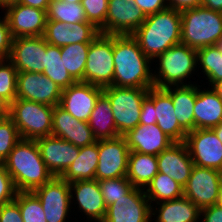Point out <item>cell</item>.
<instances>
[{"instance_id":"6da1fadb","label":"cell","mask_w":222,"mask_h":222,"mask_svg":"<svg viewBox=\"0 0 222 222\" xmlns=\"http://www.w3.org/2000/svg\"><path fill=\"white\" fill-rule=\"evenodd\" d=\"M114 75L110 86L154 87L153 62L141 50L132 35H113ZM151 69V70H150Z\"/></svg>"},{"instance_id":"7a4b0ae2","label":"cell","mask_w":222,"mask_h":222,"mask_svg":"<svg viewBox=\"0 0 222 222\" xmlns=\"http://www.w3.org/2000/svg\"><path fill=\"white\" fill-rule=\"evenodd\" d=\"M2 164L18 192H33L54 177L41 158L36 140L21 139Z\"/></svg>"},{"instance_id":"3957f363","label":"cell","mask_w":222,"mask_h":222,"mask_svg":"<svg viewBox=\"0 0 222 222\" xmlns=\"http://www.w3.org/2000/svg\"><path fill=\"white\" fill-rule=\"evenodd\" d=\"M132 36L143 53L153 61L173 45L181 43V12L166 8L150 14Z\"/></svg>"},{"instance_id":"277c9868","label":"cell","mask_w":222,"mask_h":222,"mask_svg":"<svg viewBox=\"0 0 222 222\" xmlns=\"http://www.w3.org/2000/svg\"><path fill=\"white\" fill-rule=\"evenodd\" d=\"M155 61L158 62L156 64L158 67L156 66L157 70L155 69L153 72L154 87L165 88L193 84L186 80H189V76L195 74L194 72L197 70V50L186 44L178 43L158 55L152 62Z\"/></svg>"},{"instance_id":"5b68a950","label":"cell","mask_w":222,"mask_h":222,"mask_svg":"<svg viewBox=\"0 0 222 222\" xmlns=\"http://www.w3.org/2000/svg\"><path fill=\"white\" fill-rule=\"evenodd\" d=\"M222 37V13L202 6L181 12V43L195 50L216 45Z\"/></svg>"},{"instance_id":"8992f818","label":"cell","mask_w":222,"mask_h":222,"mask_svg":"<svg viewBox=\"0 0 222 222\" xmlns=\"http://www.w3.org/2000/svg\"><path fill=\"white\" fill-rule=\"evenodd\" d=\"M54 107L30 100L16 99L10 104V115L22 139L36 140L50 136Z\"/></svg>"},{"instance_id":"52a82bcc","label":"cell","mask_w":222,"mask_h":222,"mask_svg":"<svg viewBox=\"0 0 222 222\" xmlns=\"http://www.w3.org/2000/svg\"><path fill=\"white\" fill-rule=\"evenodd\" d=\"M149 89L107 86L103 93L112 106L115 127L120 136L134 129L140 120L141 106Z\"/></svg>"},{"instance_id":"ba28073f","label":"cell","mask_w":222,"mask_h":222,"mask_svg":"<svg viewBox=\"0 0 222 222\" xmlns=\"http://www.w3.org/2000/svg\"><path fill=\"white\" fill-rule=\"evenodd\" d=\"M113 35L100 34L89 46L84 71V82L107 87L114 75Z\"/></svg>"},{"instance_id":"9c48e42d","label":"cell","mask_w":222,"mask_h":222,"mask_svg":"<svg viewBox=\"0 0 222 222\" xmlns=\"http://www.w3.org/2000/svg\"><path fill=\"white\" fill-rule=\"evenodd\" d=\"M221 183V171L194 165L183 187V196L199 209L212 206L218 203Z\"/></svg>"},{"instance_id":"30bf717a","label":"cell","mask_w":222,"mask_h":222,"mask_svg":"<svg viewBox=\"0 0 222 222\" xmlns=\"http://www.w3.org/2000/svg\"><path fill=\"white\" fill-rule=\"evenodd\" d=\"M98 165L95 180L126 177L130 149L124 136L98 141Z\"/></svg>"},{"instance_id":"8fae6325","label":"cell","mask_w":222,"mask_h":222,"mask_svg":"<svg viewBox=\"0 0 222 222\" xmlns=\"http://www.w3.org/2000/svg\"><path fill=\"white\" fill-rule=\"evenodd\" d=\"M33 193L41 202L47 222L69 220V213L73 207H70L72 206L70 184L67 181L61 177H53L49 182L35 189Z\"/></svg>"},{"instance_id":"7c38bea8","label":"cell","mask_w":222,"mask_h":222,"mask_svg":"<svg viewBox=\"0 0 222 222\" xmlns=\"http://www.w3.org/2000/svg\"><path fill=\"white\" fill-rule=\"evenodd\" d=\"M184 143L194 165L222 172V142L213 129H194L186 134Z\"/></svg>"},{"instance_id":"4fadbf2b","label":"cell","mask_w":222,"mask_h":222,"mask_svg":"<svg viewBox=\"0 0 222 222\" xmlns=\"http://www.w3.org/2000/svg\"><path fill=\"white\" fill-rule=\"evenodd\" d=\"M16 94L17 99L54 107L60 103L62 90L43 73L18 72Z\"/></svg>"},{"instance_id":"5bb4252c","label":"cell","mask_w":222,"mask_h":222,"mask_svg":"<svg viewBox=\"0 0 222 222\" xmlns=\"http://www.w3.org/2000/svg\"><path fill=\"white\" fill-rule=\"evenodd\" d=\"M151 219V205L144 189L134 188L106 208L102 222H152Z\"/></svg>"},{"instance_id":"9a60e30c","label":"cell","mask_w":222,"mask_h":222,"mask_svg":"<svg viewBox=\"0 0 222 222\" xmlns=\"http://www.w3.org/2000/svg\"><path fill=\"white\" fill-rule=\"evenodd\" d=\"M47 42L44 36L13 39L9 60L18 72L43 73Z\"/></svg>"},{"instance_id":"2e32d148","label":"cell","mask_w":222,"mask_h":222,"mask_svg":"<svg viewBox=\"0 0 222 222\" xmlns=\"http://www.w3.org/2000/svg\"><path fill=\"white\" fill-rule=\"evenodd\" d=\"M146 17L134 0H108L105 35H132Z\"/></svg>"},{"instance_id":"e0dca14e","label":"cell","mask_w":222,"mask_h":222,"mask_svg":"<svg viewBox=\"0 0 222 222\" xmlns=\"http://www.w3.org/2000/svg\"><path fill=\"white\" fill-rule=\"evenodd\" d=\"M103 87L76 81L62 90L59 106L78 120L88 122Z\"/></svg>"},{"instance_id":"ac0fdd59","label":"cell","mask_w":222,"mask_h":222,"mask_svg":"<svg viewBox=\"0 0 222 222\" xmlns=\"http://www.w3.org/2000/svg\"><path fill=\"white\" fill-rule=\"evenodd\" d=\"M4 10L13 38L44 35L46 11L20 3L9 5Z\"/></svg>"},{"instance_id":"d6986e66","label":"cell","mask_w":222,"mask_h":222,"mask_svg":"<svg viewBox=\"0 0 222 222\" xmlns=\"http://www.w3.org/2000/svg\"><path fill=\"white\" fill-rule=\"evenodd\" d=\"M41 158L54 177H60L78 158L80 147L55 136L36 139Z\"/></svg>"},{"instance_id":"ffe728a7","label":"cell","mask_w":222,"mask_h":222,"mask_svg":"<svg viewBox=\"0 0 222 222\" xmlns=\"http://www.w3.org/2000/svg\"><path fill=\"white\" fill-rule=\"evenodd\" d=\"M70 184V200L89 221L102 222L106 206L97 180L75 181ZM74 201V202H73ZM76 201V202H75ZM73 202V203H72Z\"/></svg>"},{"instance_id":"44dd1931","label":"cell","mask_w":222,"mask_h":222,"mask_svg":"<svg viewBox=\"0 0 222 222\" xmlns=\"http://www.w3.org/2000/svg\"><path fill=\"white\" fill-rule=\"evenodd\" d=\"M51 135L62 138L76 147L97 142L88 122L76 119L59 105L54 106Z\"/></svg>"},{"instance_id":"7402d4cb","label":"cell","mask_w":222,"mask_h":222,"mask_svg":"<svg viewBox=\"0 0 222 222\" xmlns=\"http://www.w3.org/2000/svg\"><path fill=\"white\" fill-rule=\"evenodd\" d=\"M101 33L90 22L65 24L47 21L44 38L48 44L62 47L74 43H91Z\"/></svg>"},{"instance_id":"603a6c76","label":"cell","mask_w":222,"mask_h":222,"mask_svg":"<svg viewBox=\"0 0 222 222\" xmlns=\"http://www.w3.org/2000/svg\"><path fill=\"white\" fill-rule=\"evenodd\" d=\"M158 170L182 187L187 183L194 163L184 142H175L157 155Z\"/></svg>"},{"instance_id":"cb8c5ba5","label":"cell","mask_w":222,"mask_h":222,"mask_svg":"<svg viewBox=\"0 0 222 222\" xmlns=\"http://www.w3.org/2000/svg\"><path fill=\"white\" fill-rule=\"evenodd\" d=\"M123 136L130 151L156 156L175 143L162 132L156 123L138 124Z\"/></svg>"},{"instance_id":"d4e9b609","label":"cell","mask_w":222,"mask_h":222,"mask_svg":"<svg viewBox=\"0 0 222 222\" xmlns=\"http://www.w3.org/2000/svg\"><path fill=\"white\" fill-rule=\"evenodd\" d=\"M197 85L194 105V129H212L222 122V100L208 87Z\"/></svg>"},{"instance_id":"484cf974","label":"cell","mask_w":222,"mask_h":222,"mask_svg":"<svg viewBox=\"0 0 222 222\" xmlns=\"http://www.w3.org/2000/svg\"><path fill=\"white\" fill-rule=\"evenodd\" d=\"M200 212L201 209L191 200L183 196L175 200L153 203L151 206V217H154V219H151V221L200 222Z\"/></svg>"},{"instance_id":"4316f807","label":"cell","mask_w":222,"mask_h":222,"mask_svg":"<svg viewBox=\"0 0 222 222\" xmlns=\"http://www.w3.org/2000/svg\"><path fill=\"white\" fill-rule=\"evenodd\" d=\"M156 124L174 142H184L187 132L179 125L171 96L163 89L154 87Z\"/></svg>"},{"instance_id":"83f0119b","label":"cell","mask_w":222,"mask_h":222,"mask_svg":"<svg viewBox=\"0 0 222 222\" xmlns=\"http://www.w3.org/2000/svg\"><path fill=\"white\" fill-rule=\"evenodd\" d=\"M170 96L179 125L188 133L194 130V105L197 84L163 88Z\"/></svg>"},{"instance_id":"f1b7e54d","label":"cell","mask_w":222,"mask_h":222,"mask_svg":"<svg viewBox=\"0 0 222 222\" xmlns=\"http://www.w3.org/2000/svg\"><path fill=\"white\" fill-rule=\"evenodd\" d=\"M98 159V141L91 145L80 147L78 158L60 177L68 183L94 180Z\"/></svg>"},{"instance_id":"f546056e","label":"cell","mask_w":222,"mask_h":222,"mask_svg":"<svg viewBox=\"0 0 222 222\" xmlns=\"http://www.w3.org/2000/svg\"><path fill=\"white\" fill-rule=\"evenodd\" d=\"M88 124L97 141L113 139L120 136L115 127L110 100L104 93L99 96L88 120Z\"/></svg>"},{"instance_id":"4dcf8cb0","label":"cell","mask_w":222,"mask_h":222,"mask_svg":"<svg viewBox=\"0 0 222 222\" xmlns=\"http://www.w3.org/2000/svg\"><path fill=\"white\" fill-rule=\"evenodd\" d=\"M158 172L156 155L130 151L126 177L135 188L145 189Z\"/></svg>"},{"instance_id":"1f68e13d","label":"cell","mask_w":222,"mask_h":222,"mask_svg":"<svg viewBox=\"0 0 222 222\" xmlns=\"http://www.w3.org/2000/svg\"><path fill=\"white\" fill-rule=\"evenodd\" d=\"M150 205L183 197V187L173 178L158 172L144 189ZM153 201V202H152Z\"/></svg>"},{"instance_id":"d6a6232c","label":"cell","mask_w":222,"mask_h":222,"mask_svg":"<svg viewBox=\"0 0 222 222\" xmlns=\"http://www.w3.org/2000/svg\"><path fill=\"white\" fill-rule=\"evenodd\" d=\"M90 43H74L60 47L62 61L75 81L84 82V71Z\"/></svg>"},{"instance_id":"836d02e7","label":"cell","mask_w":222,"mask_h":222,"mask_svg":"<svg viewBox=\"0 0 222 222\" xmlns=\"http://www.w3.org/2000/svg\"><path fill=\"white\" fill-rule=\"evenodd\" d=\"M61 59L60 47L47 43L45 69L43 70V74L63 90L74 84L76 81L70 76Z\"/></svg>"},{"instance_id":"e575fe53","label":"cell","mask_w":222,"mask_h":222,"mask_svg":"<svg viewBox=\"0 0 222 222\" xmlns=\"http://www.w3.org/2000/svg\"><path fill=\"white\" fill-rule=\"evenodd\" d=\"M200 65V66H199ZM197 66L208 80L209 87L222 81V53L217 45L206 46L197 50Z\"/></svg>"},{"instance_id":"d590c367","label":"cell","mask_w":222,"mask_h":222,"mask_svg":"<svg viewBox=\"0 0 222 222\" xmlns=\"http://www.w3.org/2000/svg\"><path fill=\"white\" fill-rule=\"evenodd\" d=\"M46 14L47 21H58L65 24L88 22L81 3H66L61 0H51Z\"/></svg>"},{"instance_id":"8d00e7d4","label":"cell","mask_w":222,"mask_h":222,"mask_svg":"<svg viewBox=\"0 0 222 222\" xmlns=\"http://www.w3.org/2000/svg\"><path fill=\"white\" fill-rule=\"evenodd\" d=\"M14 200L18 203L23 222H47L41 202L33 192H17Z\"/></svg>"},{"instance_id":"74e56055","label":"cell","mask_w":222,"mask_h":222,"mask_svg":"<svg viewBox=\"0 0 222 222\" xmlns=\"http://www.w3.org/2000/svg\"><path fill=\"white\" fill-rule=\"evenodd\" d=\"M98 182L106 207L135 188L127 177L99 180Z\"/></svg>"},{"instance_id":"f35d334b","label":"cell","mask_w":222,"mask_h":222,"mask_svg":"<svg viewBox=\"0 0 222 222\" xmlns=\"http://www.w3.org/2000/svg\"><path fill=\"white\" fill-rule=\"evenodd\" d=\"M17 74L16 67L9 59H0V97L10 104L17 99Z\"/></svg>"},{"instance_id":"ab89813d","label":"cell","mask_w":222,"mask_h":222,"mask_svg":"<svg viewBox=\"0 0 222 222\" xmlns=\"http://www.w3.org/2000/svg\"><path fill=\"white\" fill-rule=\"evenodd\" d=\"M18 128L10 117L0 121V164H2L14 146L21 140Z\"/></svg>"},{"instance_id":"60d3db41","label":"cell","mask_w":222,"mask_h":222,"mask_svg":"<svg viewBox=\"0 0 222 222\" xmlns=\"http://www.w3.org/2000/svg\"><path fill=\"white\" fill-rule=\"evenodd\" d=\"M86 19L92 23L101 34L105 35V21L108 12V0H81Z\"/></svg>"},{"instance_id":"b9f144b4","label":"cell","mask_w":222,"mask_h":222,"mask_svg":"<svg viewBox=\"0 0 222 222\" xmlns=\"http://www.w3.org/2000/svg\"><path fill=\"white\" fill-rule=\"evenodd\" d=\"M17 189L13 179L3 164H0V207L15 199Z\"/></svg>"},{"instance_id":"7bdbcfd3","label":"cell","mask_w":222,"mask_h":222,"mask_svg":"<svg viewBox=\"0 0 222 222\" xmlns=\"http://www.w3.org/2000/svg\"><path fill=\"white\" fill-rule=\"evenodd\" d=\"M2 16V19L0 17V59H9L14 38L6 14Z\"/></svg>"},{"instance_id":"ee69618b","label":"cell","mask_w":222,"mask_h":222,"mask_svg":"<svg viewBox=\"0 0 222 222\" xmlns=\"http://www.w3.org/2000/svg\"><path fill=\"white\" fill-rule=\"evenodd\" d=\"M154 107V87L150 88L148 95L144 98L141 106L139 124L150 125L157 122Z\"/></svg>"},{"instance_id":"f6af8a7d","label":"cell","mask_w":222,"mask_h":222,"mask_svg":"<svg viewBox=\"0 0 222 222\" xmlns=\"http://www.w3.org/2000/svg\"><path fill=\"white\" fill-rule=\"evenodd\" d=\"M0 222H23L18 203L15 200L0 207Z\"/></svg>"},{"instance_id":"bcb514c9","label":"cell","mask_w":222,"mask_h":222,"mask_svg":"<svg viewBox=\"0 0 222 222\" xmlns=\"http://www.w3.org/2000/svg\"><path fill=\"white\" fill-rule=\"evenodd\" d=\"M146 16L168 8L167 0H134Z\"/></svg>"},{"instance_id":"7dc6e473","label":"cell","mask_w":222,"mask_h":222,"mask_svg":"<svg viewBox=\"0 0 222 222\" xmlns=\"http://www.w3.org/2000/svg\"><path fill=\"white\" fill-rule=\"evenodd\" d=\"M200 222H222V206L217 203L201 209Z\"/></svg>"},{"instance_id":"c3c4849f","label":"cell","mask_w":222,"mask_h":222,"mask_svg":"<svg viewBox=\"0 0 222 222\" xmlns=\"http://www.w3.org/2000/svg\"><path fill=\"white\" fill-rule=\"evenodd\" d=\"M168 8L184 11L201 6V0H167Z\"/></svg>"},{"instance_id":"681fc988","label":"cell","mask_w":222,"mask_h":222,"mask_svg":"<svg viewBox=\"0 0 222 222\" xmlns=\"http://www.w3.org/2000/svg\"><path fill=\"white\" fill-rule=\"evenodd\" d=\"M50 1L51 0H20L19 3L33 7V8H38V9L47 11Z\"/></svg>"},{"instance_id":"f907efd6","label":"cell","mask_w":222,"mask_h":222,"mask_svg":"<svg viewBox=\"0 0 222 222\" xmlns=\"http://www.w3.org/2000/svg\"><path fill=\"white\" fill-rule=\"evenodd\" d=\"M201 6L222 13V0H201Z\"/></svg>"},{"instance_id":"816d5d0a","label":"cell","mask_w":222,"mask_h":222,"mask_svg":"<svg viewBox=\"0 0 222 222\" xmlns=\"http://www.w3.org/2000/svg\"><path fill=\"white\" fill-rule=\"evenodd\" d=\"M10 103L4 98L0 97V121L9 117Z\"/></svg>"},{"instance_id":"f5cc1de1","label":"cell","mask_w":222,"mask_h":222,"mask_svg":"<svg viewBox=\"0 0 222 222\" xmlns=\"http://www.w3.org/2000/svg\"><path fill=\"white\" fill-rule=\"evenodd\" d=\"M210 87L218 95V97L222 100V81L213 83Z\"/></svg>"},{"instance_id":"db71d44e","label":"cell","mask_w":222,"mask_h":222,"mask_svg":"<svg viewBox=\"0 0 222 222\" xmlns=\"http://www.w3.org/2000/svg\"><path fill=\"white\" fill-rule=\"evenodd\" d=\"M20 0H0V10L4 12V9L12 4L19 3Z\"/></svg>"},{"instance_id":"11a10c76","label":"cell","mask_w":222,"mask_h":222,"mask_svg":"<svg viewBox=\"0 0 222 222\" xmlns=\"http://www.w3.org/2000/svg\"><path fill=\"white\" fill-rule=\"evenodd\" d=\"M217 135L218 139L222 142V122L218 125L212 128Z\"/></svg>"},{"instance_id":"9f6ffc18","label":"cell","mask_w":222,"mask_h":222,"mask_svg":"<svg viewBox=\"0 0 222 222\" xmlns=\"http://www.w3.org/2000/svg\"><path fill=\"white\" fill-rule=\"evenodd\" d=\"M218 204L222 206V183H221V186H220V193H219Z\"/></svg>"},{"instance_id":"6f0895ef","label":"cell","mask_w":222,"mask_h":222,"mask_svg":"<svg viewBox=\"0 0 222 222\" xmlns=\"http://www.w3.org/2000/svg\"><path fill=\"white\" fill-rule=\"evenodd\" d=\"M64 1L66 3H81V0H61Z\"/></svg>"},{"instance_id":"680465c9","label":"cell","mask_w":222,"mask_h":222,"mask_svg":"<svg viewBox=\"0 0 222 222\" xmlns=\"http://www.w3.org/2000/svg\"><path fill=\"white\" fill-rule=\"evenodd\" d=\"M216 45L219 47V49H220V51L222 53V37H221L220 41Z\"/></svg>"}]
</instances>
